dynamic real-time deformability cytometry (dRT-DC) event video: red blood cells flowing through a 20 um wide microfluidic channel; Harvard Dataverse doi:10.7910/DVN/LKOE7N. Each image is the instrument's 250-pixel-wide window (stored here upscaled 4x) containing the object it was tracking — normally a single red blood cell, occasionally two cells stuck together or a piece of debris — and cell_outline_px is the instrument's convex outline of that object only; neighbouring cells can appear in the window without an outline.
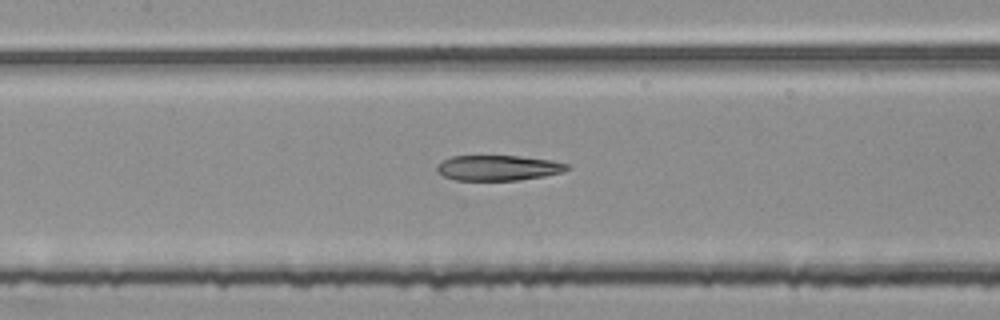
{"species": "common noctule bat (a hibernating species)", "species_latin": "Nyctalus noctula", "temperature_condition": "room temperature", "stored_images_in_passage": 47, "segment_of_instrument_passage": [2, 2], "camera_frame_rate_fps": 3000, "um_per_image_px": 0.085, "animal": {"sex": "female", "body_mass_g": 25.1}, "frame": {"image": 1, "passage_image": 25, "time_ms": 8.0, "image_size_px": [1000, 320], "cell_outline_px": [[572, 168], [560, 172], [544, 176], [520, 180], [456, 180], [444, 176], [436, 172], [436, 164], [452, 156], [520, 156], [552, 160], [568, 164]], "centroid_in_image_um": [42.34, 14.27], "position_along_channel_um": 165.1, "area_um2": 19.25}}
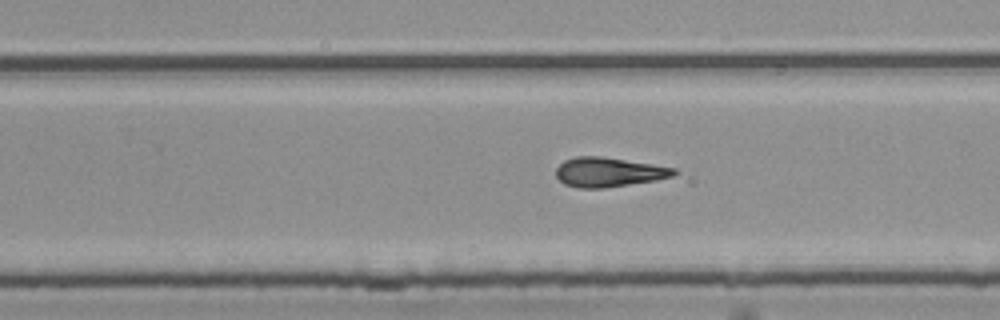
{"frame": {"image": 2, "passage_image": 34, "time_ms": 11.0, "image_size_px": [1000, 320], "cell_outline_px": [[676, 172], [672, 176], [656, 180], [604, 188], [576, 188], [564, 184], [556, 176], [556, 168], [564, 160], [576, 156], [600, 156], [652, 164], [676, 168]], "centroid_in_image_um": [51.7, 14.63], "position_along_channel_um": 278.1, "area_um2": 20.17}}
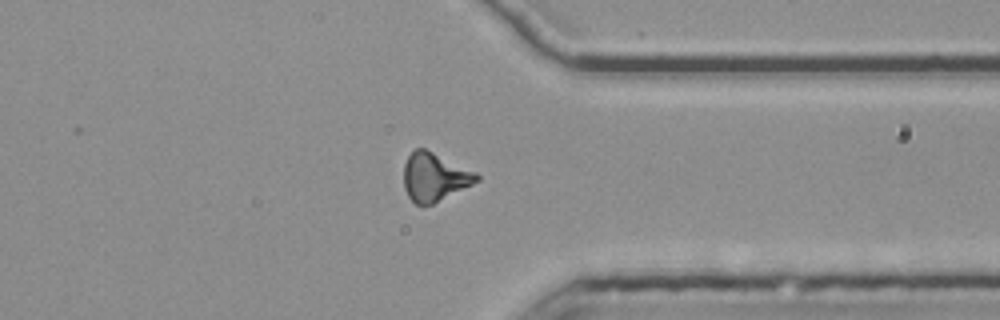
{"frame": {"image": 3, "passage_image": 42, "time_ms": 13.667, "image_size_px": [1000, 320], "cell_outline_px": [[480, 180], [432, 204], [416, 204], [408, 196], [404, 188], [404, 164], [408, 156], [416, 148], [424, 148], [476, 172], [480, 176]], "centroid_in_image_um": [36.92, 15.04], "position_along_channel_um": 374.5, "area_um2": 20.17}}